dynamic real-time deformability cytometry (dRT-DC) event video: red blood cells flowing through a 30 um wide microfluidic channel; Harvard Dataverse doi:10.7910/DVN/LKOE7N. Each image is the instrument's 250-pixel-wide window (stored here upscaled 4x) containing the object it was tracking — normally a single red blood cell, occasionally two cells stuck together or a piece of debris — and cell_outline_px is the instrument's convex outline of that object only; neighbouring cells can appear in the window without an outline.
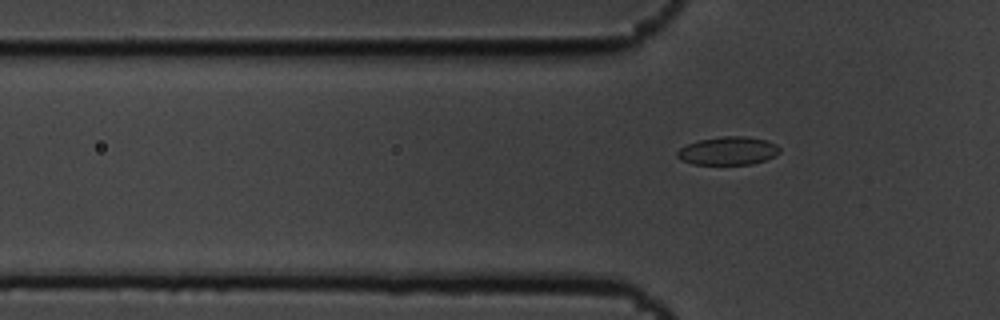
{"species": "common noctule bat (a hibernating species)", "species_latin": "Nyctalus noctula", "temperature_condition": "cold", "stored_images_in_passage": 6, "segment_of_instrument_passage": [2, 2], "camera_frame_rate_fps": 3000, "um_per_image_px": 0.085, "animal": {"sex": "male", "body_mass_g": 19.5, "forearm_length_mm": 54.6}, "frame": {"image": 1, "passage_image": 6, "time_ms": 1.667, "image_size_px": [1000, 320], "cell_outline_px": [[780, 152], [764, 160], [752, 164], [692, 164], [680, 160], [676, 156], [676, 152], [680, 148], [688, 144], [700, 140], [724, 136], [744, 136], [768, 140], [776, 144], [780, 148]], "centroid_in_image_um": [61.87, 12.82], "position_along_channel_um": 63.9, "area_um2": 16.76}}